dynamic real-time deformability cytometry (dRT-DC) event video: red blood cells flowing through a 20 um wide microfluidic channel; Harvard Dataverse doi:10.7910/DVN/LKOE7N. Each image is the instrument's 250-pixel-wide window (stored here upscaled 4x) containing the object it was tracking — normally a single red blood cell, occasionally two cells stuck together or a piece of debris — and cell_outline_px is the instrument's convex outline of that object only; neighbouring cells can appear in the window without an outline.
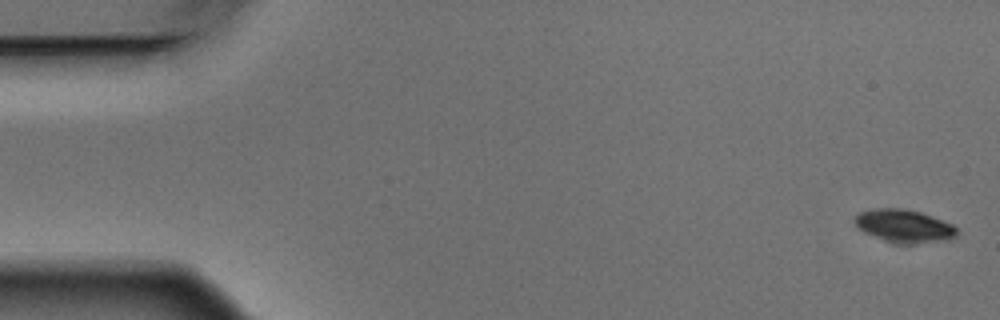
{"species": "Egyptian fruit bat (a non-hibernating species)", "species_latin": "Rousettus aegyptiacus", "temperature_condition": "warm", "stored_images_in_passage": 8, "camera_frame_rate_fps": 3000, "um_per_image_px": 0.085, "animal": {"sex": "male"}, "frame": {"image": 1, "passage_image": 1, "time_ms": 0.0, "image_size_px": [1000, 320], "cell_outline_px": [[960, 232], [956, 236], [948, 240], [912, 244], [896, 244], [884, 240], [864, 232], [852, 220], [860, 212], [876, 208], [904, 208], [920, 212], [932, 216], [952, 224]], "centroid_in_image_um": [76.88, 19.22], "position_along_channel_um": 8.1, "area_um2": 19.71}}
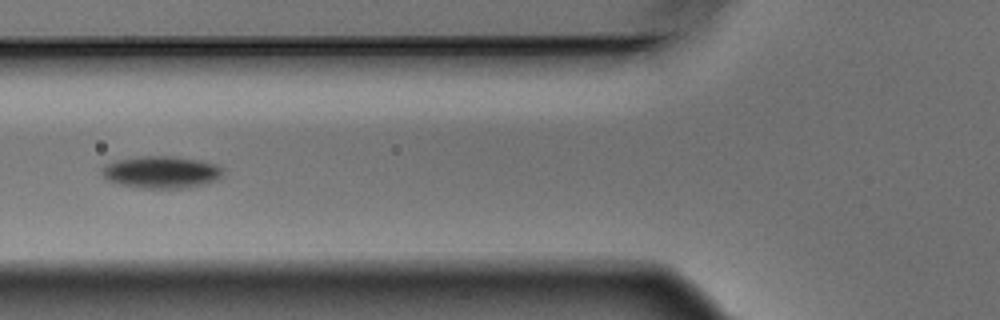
{"frame": {"image": 2, "passage_image": 6, "time_ms": 1.667, "image_size_px": [1000, 320], "cell_outline_px": [[224, 172], [220, 180], [188, 188], [140, 188], [120, 184], [108, 180], [100, 172], [100, 168], [104, 164], [116, 160], [144, 156], [172, 156], [200, 160], [224, 168]], "centroid_in_image_um": [13.72, 14.64], "position_along_channel_um": 112.1, "area_um2": 22.89}}
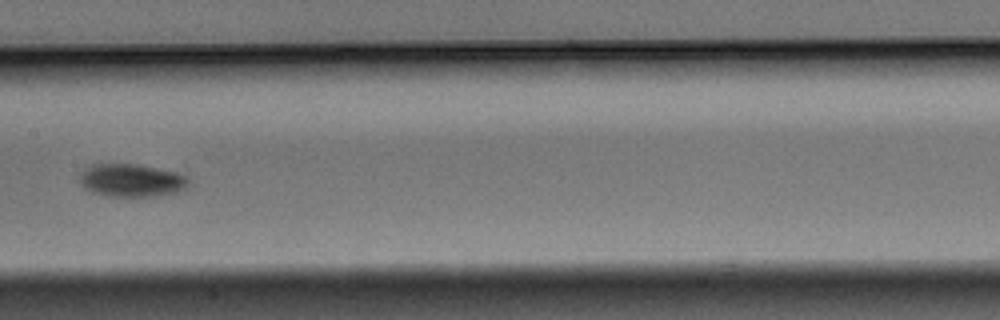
{"frame": {"image": 3, "passage_image": 8, "time_ms": 2.333, "image_size_px": [1000, 320], "cell_outline_px": [[192, 180], [184, 188], [176, 192], [156, 196], [108, 196], [92, 192], [84, 188], [80, 180], [80, 172], [88, 164], [140, 164], [176, 172], [188, 176]], "centroid_in_image_um": [11.17, 15.31], "position_along_channel_um": 196.2, "area_um2": 21.1}}